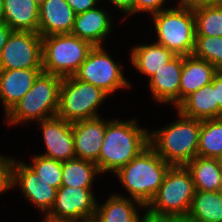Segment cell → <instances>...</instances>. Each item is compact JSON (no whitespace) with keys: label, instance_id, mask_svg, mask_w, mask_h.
Returning <instances> with one entry per match:
<instances>
[{"label":"cell","instance_id":"9","mask_svg":"<svg viewBox=\"0 0 222 222\" xmlns=\"http://www.w3.org/2000/svg\"><path fill=\"white\" fill-rule=\"evenodd\" d=\"M104 49L103 46H94L73 76L93 84L108 95L118 89L131 87L121 70L123 66L115 63Z\"/></svg>","mask_w":222,"mask_h":222},{"label":"cell","instance_id":"10","mask_svg":"<svg viewBox=\"0 0 222 222\" xmlns=\"http://www.w3.org/2000/svg\"><path fill=\"white\" fill-rule=\"evenodd\" d=\"M42 36L12 31L0 53V70L42 69Z\"/></svg>","mask_w":222,"mask_h":222},{"label":"cell","instance_id":"27","mask_svg":"<svg viewBox=\"0 0 222 222\" xmlns=\"http://www.w3.org/2000/svg\"><path fill=\"white\" fill-rule=\"evenodd\" d=\"M222 155V118L202 120L197 156L219 158Z\"/></svg>","mask_w":222,"mask_h":222},{"label":"cell","instance_id":"41","mask_svg":"<svg viewBox=\"0 0 222 222\" xmlns=\"http://www.w3.org/2000/svg\"><path fill=\"white\" fill-rule=\"evenodd\" d=\"M77 222H96V221L94 218H91V219L81 220V221H77Z\"/></svg>","mask_w":222,"mask_h":222},{"label":"cell","instance_id":"30","mask_svg":"<svg viewBox=\"0 0 222 222\" xmlns=\"http://www.w3.org/2000/svg\"><path fill=\"white\" fill-rule=\"evenodd\" d=\"M40 177L42 182L58 189L62 183V162L43 155L32 157V165H28Z\"/></svg>","mask_w":222,"mask_h":222},{"label":"cell","instance_id":"26","mask_svg":"<svg viewBox=\"0 0 222 222\" xmlns=\"http://www.w3.org/2000/svg\"><path fill=\"white\" fill-rule=\"evenodd\" d=\"M98 174L101 173L95 162L73 158L62 162L61 186L91 188Z\"/></svg>","mask_w":222,"mask_h":222},{"label":"cell","instance_id":"21","mask_svg":"<svg viewBox=\"0 0 222 222\" xmlns=\"http://www.w3.org/2000/svg\"><path fill=\"white\" fill-rule=\"evenodd\" d=\"M219 70L206 60L193 55L183 56L180 79V103L191 93L213 81Z\"/></svg>","mask_w":222,"mask_h":222},{"label":"cell","instance_id":"1","mask_svg":"<svg viewBox=\"0 0 222 222\" xmlns=\"http://www.w3.org/2000/svg\"><path fill=\"white\" fill-rule=\"evenodd\" d=\"M149 146V131L136 120H106V131L99 153L100 173L113 172L128 164Z\"/></svg>","mask_w":222,"mask_h":222},{"label":"cell","instance_id":"33","mask_svg":"<svg viewBox=\"0 0 222 222\" xmlns=\"http://www.w3.org/2000/svg\"><path fill=\"white\" fill-rule=\"evenodd\" d=\"M99 0H66L75 14H80L96 7Z\"/></svg>","mask_w":222,"mask_h":222},{"label":"cell","instance_id":"3","mask_svg":"<svg viewBox=\"0 0 222 222\" xmlns=\"http://www.w3.org/2000/svg\"><path fill=\"white\" fill-rule=\"evenodd\" d=\"M170 167V164L148 146L114 175L118 177L130 198L147 207Z\"/></svg>","mask_w":222,"mask_h":222},{"label":"cell","instance_id":"35","mask_svg":"<svg viewBox=\"0 0 222 222\" xmlns=\"http://www.w3.org/2000/svg\"><path fill=\"white\" fill-rule=\"evenodd\" d=\"M213 89L218 102V118H222V71H218L213 78Z\"/></svg>","mask_w":222,"mask_h":222},{"label":"cell","instance_id":"11","mask_svg":"<svg viewBox=\"0 0 222 222\" xmlns=\"http://www.w3.org/2000/svg\"><path fill=\"white\" fill-rule=\"evenodd\" d=\"M97 200L92 188L60 186L55 203L47 214L57 219L86 220L94 217Z\"/></svg>","mask_w":222,"mask_h":222},{"label":"cell","instance_id":"34","mask_svg":"<svg viewBox=\"0 0 222 222\" xmlns=\"http://www.w3.org/2000/svg\"><path fill=\"white\" fill-rule=\"evenodd\" d=\"M178 3L191 10H195L201 7L220 5L222 0H180Z\"/></svg>","mask_w":222,"mask_h":222},{"label":"cell","instance_id":"14","mask_svg":"<svg viewBox=\"0 0 222 222\" xmlns=\"http://www.w3.org/2000/svg\"><path fill=\"white\" fill-rule=\"evenodd\" d=\"M75 158L95 162L99 169V153L106 131L104 118L72 122Z\"/></svg>","mask_w":222,"mask_h":222},{"label":"cell","instance_id":"39","mask_svg":"<svg viewBox=\"0 0 222 222\" xmlns=\"http://www.w3.org/2000/svg\"><path fill=\"white\" fill-rule=\"evenodd\" d=\"M43 222H77L76 220H69V219H57L50 217L48 215H44V220Z\"/></svg>","mask_w":222,"mask_h":222},{"label":"cell","instance_id":"2","mask_svg":"<svg viewBox=\"0 0 222 222\" xmlns=\"http://www.w3.org/2000/svg\"><path fill=\"white\" fill-rule=\"evenodd\" d=\"M178 116L164 128L149 130V146L171 166H186L197 156L202 120Z\"/></svg>","mask_w":222,"mask_h":222},{"label":"cell","instance_id":"28","mask_svg":"<svg viewBox=\"0 0 222 222\" xmlns=\"http://www.w3.org/2000/svg\"><path fill=\"white\" fill-rule=\"evenodd\" d=\"M196 36L222 37V4L193 10Z\"/></svg>","mask_w":222,"mask_h":222},{"label":"cell","instance_id":"42","mask_svg":"<svg viewBox=\"0 0 222 222\" xmlns=\"http://www.w3.org/2000/svg\"><path fill=\"white\" fill-rule=\"evenodd\" d=\"M219 164H220V168L222 169V155L218 158Z\"/></svg>","mask_w":222,"mask_h":222},{"label":"cell","instance_id":"4","mask_svg":"<svg viewBox=\"0 0 222 222\" xmlns=\"http://www.w3.org/2000/svg\"><path fill=\"white\" fill-rule=\"evenodd\" d=\"M195 191L186 166H171L144 213L147 218L187 217Z\"/></svg>","mask_w":222,"mask_h":222},{"label":"cell","instance_id":"5","mask_svg":"<svg viewBox=\"0 0 222 222\" xmlns=\"http://www.w3.org/2000/svg\"><path fill=\"white\" fill-rule=\"evenodd\" d=\"M62 77L41 72L31 89L5 115L7 124L42 121L57 116Z\"/></svg>","mask_w":222,"mask_h":222},{"label":"cell","instance_id":"43","mask_svg":"<svg viewBox=\"0 0 222 222\" xmlns=\"http://www.w3.org/2000/svg\"><path fill=\"white\" fill-rule=\"evenodd\" d=\"M2 3H3V0H0V15H1V10H2Z\"/></svg>","mask_w":222,"mask_h":222},{"label":"cell","instance_id":"13","mask_svg":"<svg viewBox=\"0 0 222 222\" xmlns=\"http://www.w3.org/2000/svg\"><path fill=\"white\" fill-rule=\"evenodd\" d=\"M46 152L41 154L59 162L75 158L72 122L54 116L38 121Z\"/></svg>","mask_w":222,"mask_h":222},{"label":"cell","instance_id":"8","mask_svg":"<svg viewBox=\"0 0 222 222\" xmlns=\"http://www.w3.org/2000/svg\"><path fill=\"white\" fill-rule=\"evenodd\" d=\"M109 96L93 84L76 79L62 78L57 116L68 122L100 117L97 110Z\"/></svg>","mask_w":222,"mask_h":222},{"label":"cell","instance_id":"29","mask_svg":"<svg viewBox=\"0 0 222 222\" xmlns=\"http://www.w3.org/2000/svg\"><path fill=\"white\" fill-rule=\"evenodd\" d=\"M192 55L222 71V37L196 36Z\"/></svg>","mask_w":222,"mask_h":222},{"label":"cell","instance_id":"17","mask_svg":"<svg viewBox=\"0 0 222 222\" xmlns=\"http://www.w3.org/2000/svg\"><path fill=\"white\" fill-rule=\"evenodd\" d=\"M75 15L66 0H46L39 8V34H71Z\"/></svg>","mask_w":222,"mask_h":222},{"label":"cell","instance_id":"24","mask_svg":"<svg viewBox=\"0 0 222 222\" xmlns=\"http://www.w3.org/2000/svg\"><path fill=\"white\" fill-rule=\"evenodd\" d=\"M174 56L167 48L155 42L135 46L131 50L130 60L137 71L150 78Z\"/></svg>","mask_w":222,"mask_h":222},{"label":"cell","instance_id":"36","mask_svg":"<svg viewBox=\"0 0 222 222\" xmlns=\"http://www.w3.org/2000/svg\"><path fill=\"white\" fill-rule=\"evenodd\" d=\"M111 4H113L117 9L124 12L125 15H133L134 14V2L135 0H108Z\"/></svg>","mask_w":222,"mask_h":222},{"label":"cell","instance_id":"22","mask_svg":"<svg viewBox=\"0 0 222 222\" xmlns=\"http://www.w3.org/2000/svg\"><path fill=\"white\" fill-rule=\"evenodd\" d=\"M176 108L179 113L188 118L197 120L218 118V102L213 81L191 93Z\"/></svg>","mask_w":222,"mask_h":222},{"label":"cell","instance_id":"6","mask_svg":"<svg viewBox=\"0 0 222 222\" xmlns=\"http://www.w3.org/2000/svg\"><path fill=\"white\" fill-rule=\"evenodd\" d=\"M157 33V43L174 55H192L195 47L196 28L193 10L177 3L176 7L151 15Z\"/></svg>","mask_w":222,"mask_h":222},{"label":"cell","instance_id":"20","mask_svg":"<svg viewBox=\"0 0 222 222\" xmlns=\"http://www.w3.org/2000/svg\"><path fill=\"white\" fill-rule=\"evenodd\" d=\"M136 203V204H135ZM136 205V206H135ZM146 208L140 202L116 193L103 205L97 203L94 219L96 222H149L146 214L140 216L136 208Z\"/></svg>","mask_w":222,"mask_h":222},{"label":"cell","instance_id":"40","mask_svg":"<svg viewBox=\"0 0 222 222\" xmlns=\"http://www.w3.org/2000/svg\"><path fill=\"white\" fill-rule=\"evenodd\" d=\"M40 7L46 0H33Z\"/></svg>","mask_w":222,"mask_h":222},{"label":"cell","instance_id":"23","mask_svg":"<svg viewBox=\"0 0 222 222\" xmlns=\"http://www.w3.org/2000/svg\"><path fill=\"white\" fill-rule=\"evenodd\" d=\"M195 190L204 192L222 191V169L218 158L196 156L187 165Z\"/></svg>","mask_w":222,"mask_h":222},{"label":"cell","instance_id":"37","mask_svg":"<svg viewBox=\"0 0 222 222\" xmlns=\"http://www.w3.org/2000/svg\"><path fill=\"white\" fill-rule=\"evenodd\" d=\"M12 30L0 18V53L6 44V41L11 34Z\"/></svg>","mask_w":222,"mask_h":222},{"label":"cell","instance_id":"31","mask_svg":"<svg viewBox=\"0 0 222 222\" xmlns=\"http://www.w3.org/2000/svg\"><path fill=\"white\" fill-rule=\"evenodd\" d=\"M12 158L0 154V194L11 187Z\"/></svg>","mask_w":222,"mask_h":222},{"label":"cell","instance_id":"32","mask_svg":"<svg viewBox=\"0 0 222 222\" xmlns=\"http://www.w3.org/2000/svg\"><path fill=\"white\" fill-rule=\"evenodd\" d=\"M166 0H135L134 14L139 12H148L152 15L164 10Z\"/></svg>","mask_w":222,"mask_h":222},{"label":"cell","instance_id":"19","mask_svg":"<svg viewBox=\"0 0 222 222\" xmlns=\"http://www.w3.org/2000/svg\"><path fill=\"white\" fill-rule=\"evenodd\" d=\"M39 8L33 0H3L0 18L12 31L39 33Z\"/></svg>","mask_w":222,"mask_h":222},{"label":"cell","instance_id":"12","mask_svg":"<svg viewBox=\"0 0 222 222\" xmlns=\"http://www.w3.org/2000/svg\"><path fill=\"white\" fill-rule=\"evenodd\" d=\"M20 186L19 190L33 205L47 215L52 209L57 189L48 183L42 182L40 177L28 164L22 161L12 160L11 166V187Z\"/></svg>","mask_w":222,"mask_h":222},{"label":"cell","instance_id":"25","mask_svg":"<svg viewBox=\"0 0 222 222\" xmlns=\"http://www.w3.org/2000/svg\"><path fill=\"white\" fill-rule=\"evenodd\" d=\"M187 217L193 222H222V191H195Z\"/></svg>","mask_w":222,"mask_h":222},{"label":"cell","instance_id":"15","mask_svg":"<svg viewBox=\"0 0 222 222\" xmlns=\"http://www.w3.org/2000/svg\"><path fill=\"white\" fill-rule=\"evenodd\" d=\"M183 56L175 55L149 79V88L153 98L160 103L180 104V79Z\"/></svg>","mask_w":222,"mask_h":222},{"label":"cell","instance_id":"38","mask_svg":"<svg viewBox=\"0 0 222 222\" xmlns=\"http://www.w3.org/2000/svg\"><path fill=\"white\" fill-rule=\"evenodd\" d=\"M149 222H193L188 217L147 218Z\"/></svg>","mask_w":222,"mask_h":222},{"label":"cell","instance_id":"18","mask_svg":"<svg viewBox=\"0 0 222 222\" xmlns=\"http://www.w3.org/2000/svg\"><path fill=\"white\" fill-rule=\"evenodd\" d=\"M111 18L107 11L98 7L76 14L71 34L88 41L93 46H102L112 31Z\"/></svg>","mask_w":222,"mask_h":222},{"label":"cell","instance_id":"16","mask_svg":"<svg viewBox=\"0 0 222 222\" xmlns=\"http://www.w3.org/2000/svg\"><path fill=\"white\" fill-rule=\"evenodd\" d=\"M42 69L0 70V100L7 115L31 89Z\"/></svg>","mask_w":222,"mask_h":222},{"label":"cell","instance_id":"7","mask_svg":"<svg viewBox=\"0 0 222 222\" xmlns=\"http://www.w3.org/2000/svg\"><path fill=\"white\" fill-rule=\"evenodd\" d=\"M93 47L72 34L42 37V70L62 78L73 76Z\"/></svg>","mask_w":222,"mask_h":222}]
</instances>
